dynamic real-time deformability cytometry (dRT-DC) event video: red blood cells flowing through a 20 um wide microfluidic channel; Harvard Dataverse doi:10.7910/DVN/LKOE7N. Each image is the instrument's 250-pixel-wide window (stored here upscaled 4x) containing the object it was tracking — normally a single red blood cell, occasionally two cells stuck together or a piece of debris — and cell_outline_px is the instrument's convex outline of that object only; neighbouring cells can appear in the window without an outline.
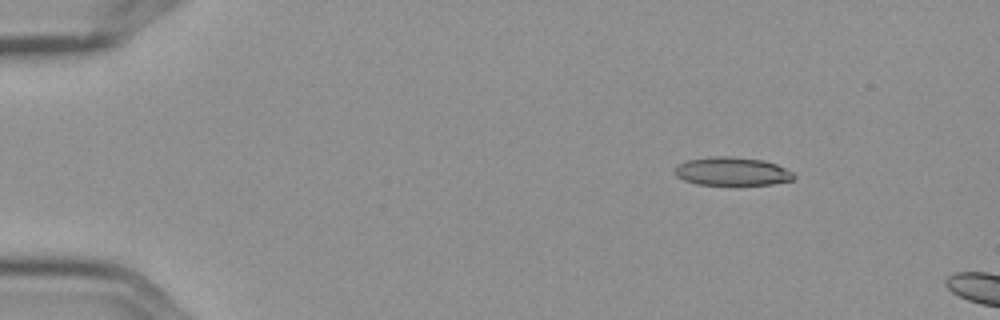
{"species": "Egyptian fruit bat (a non-hibernating species)", "species_latin": "Rousettus aegyptiacus", "temperature_condition": "cold", "stored_images_in_passage": 4, "camera_frame_rate_fps": 3000, "um_per_image_px": 0.085, "frame": {"image": 1, "passage_image": 2, "time_ms": 0.333, "image_size_px": [1000, 320], "cell_outline_px": [[796, 176], [792, 180], [772, 184], [696, 184], [684, 180], [676, 176], [676, 164], [688, 160], [708, 156], [728, 156], [764, 160], [776, 164], [792, 172]], "centroid_in_image_um": [62.21, 14.55], "position_along_channel_um": 22.8, "area_um2": 19.54}}